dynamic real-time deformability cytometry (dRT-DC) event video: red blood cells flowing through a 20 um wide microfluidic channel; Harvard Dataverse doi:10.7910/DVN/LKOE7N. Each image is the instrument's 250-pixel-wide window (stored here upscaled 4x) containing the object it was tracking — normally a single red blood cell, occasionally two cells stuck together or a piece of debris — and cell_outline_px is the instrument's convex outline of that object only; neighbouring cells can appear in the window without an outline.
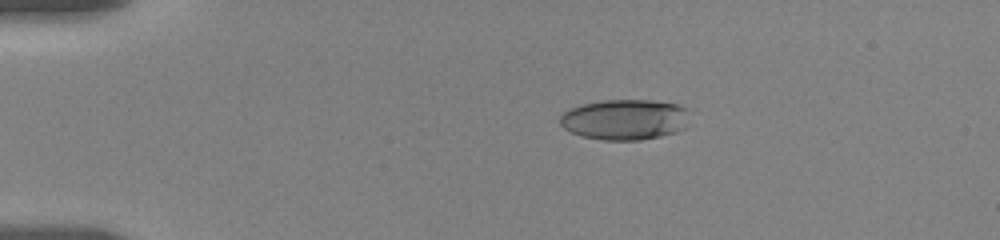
{"species": "human", "species_latin": "Homo sapiens", "temperature_condition": "room temperature", "stored_images_in_passage": 10, "camera_frame_rate_fps": 3000, "um_per_image_px": 0.085, "donor": {"sex": "female"}, "frame": {"image": 1, "passage_image": 5, "time_ms": 2.0, "image_size_px": [1000, 240], "cell_outline_px": [[688, 128], [676, 132], [660, 136], [640, 140], [604, 140], [580, 136], [564, 128], [560, 124], [560, 112], [568, 108], [580, 104], [604, 100], [652, 100], [676, 104], [688, 108]], "centroid_in_image_um": [53.11, 10.15], "position_along_channel_um": 31.9, "area_um2": 31.15}}
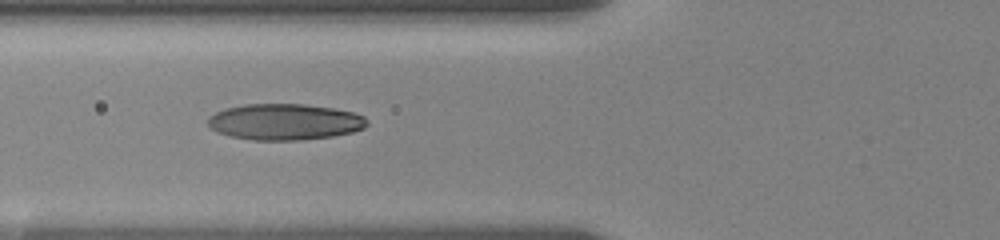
{"frame": {"image": 2, "passage_image": 9, "time_ms": 5.667, "image_size_px": [1000, 240], "cell_outline_px": [[368, 124], [364, 128], [352, 132], [332, 136], [300, 140], [252, 140], [232, 136], [216, 132], [208, 124], [208, 116], [216, 112], [228, 108], [244, 104], [304, 104], [332, 108], [352, 112], [364, 116], [368, 120]], "centroid_in_image_um": [24.21, 10.36], "position_along_channel_um": 101.6, "area_um2": 33.47}}